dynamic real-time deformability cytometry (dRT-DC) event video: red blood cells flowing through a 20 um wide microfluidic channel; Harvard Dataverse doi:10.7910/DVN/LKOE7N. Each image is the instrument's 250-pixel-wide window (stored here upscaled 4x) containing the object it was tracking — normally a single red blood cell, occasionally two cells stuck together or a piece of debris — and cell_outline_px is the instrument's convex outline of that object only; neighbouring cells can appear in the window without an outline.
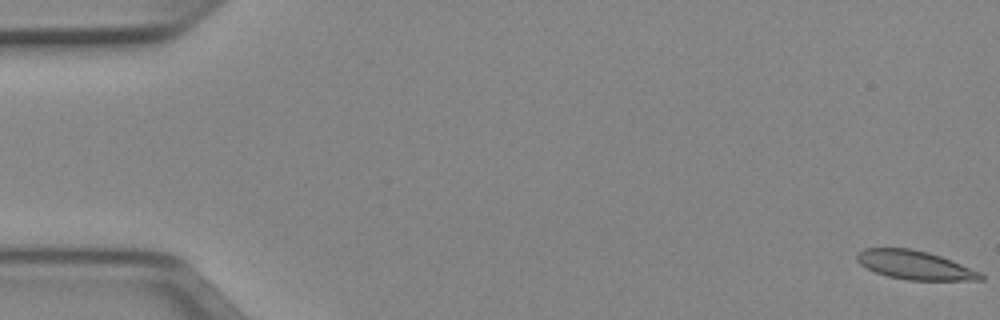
{"species": "Egyptian fruit bat (a non-hibernating species)", "species_latin": "Rousettus aegyptiacus", "temperature_condition": "cold", "stored_images_in_passage": 28, "camera_frame_rate_fps": 3000, "um_per_image_px": 0.085, "animal": {"sex": "female"}, "frame": {"image": 1, "passage_image": 1, "time_ms": 0.0, "image_size_px": [1000, 320], "cell_outline_px": [[984, 280], [908, 280], [888, 276], [876, 272], [860, 264], [856, 260], [856, 252], [864, 248], [912, 248], [928, 252], [940, 256], [980, 272], [984, 276]], "centroid_in_image_um": [77.73, 22.52], "position_along_channel_um": 7.3, "area_um2": 20.63}}
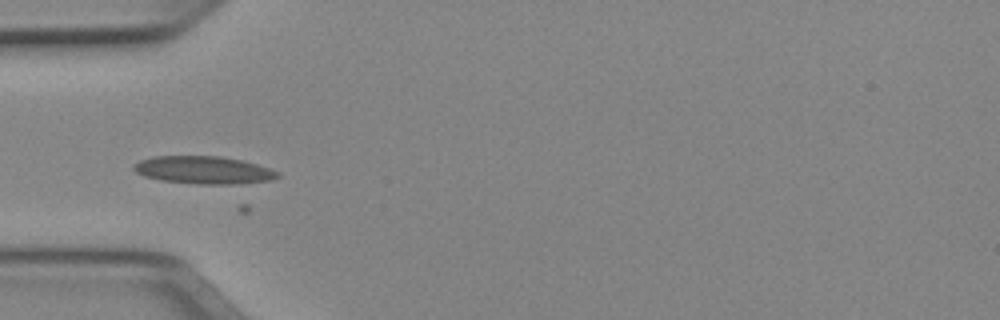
{"frame": {"image": 2, "passage_image": 17, "time_ms": 5.333, "image_size_px": [1000, 320], "cell_outline_px": [[280, 176], [272, 180], [232, 184], [196, 184], [160, 180], [144, 176], [136, 172], [132, 168], [132, 164], [140, 160], [152, 156], [220, 156], [240, 160], [256, 164], [280, 172]], "centroid_in_image_um": [17.27, 14.45], "position_along_channel_um": 67.7, "area_um2": 23.24}}
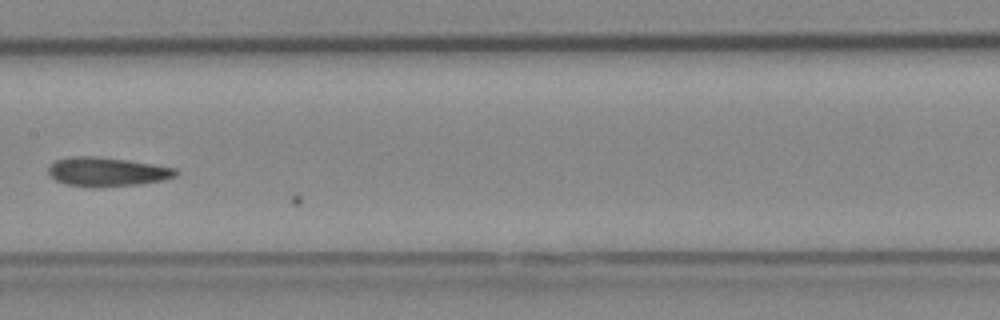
{"frame": {"image": 3, "passage_image": 27, "time_ms": 8.667, "image_size_px": [1000, 320], "cell_outline_px": [[176, 176], [164, 180], [140, 184], [100, 188], [92, 188], [64, 184], [56, 180], [48, 172], [48, 164], [56, 160], [68, 156], [100, 156], [128, 160], [176, 168]], "centroid_in_image_um": [9.05, 14.61], "position_along_channel_um": 198.3, "area_um2": 21.96}}